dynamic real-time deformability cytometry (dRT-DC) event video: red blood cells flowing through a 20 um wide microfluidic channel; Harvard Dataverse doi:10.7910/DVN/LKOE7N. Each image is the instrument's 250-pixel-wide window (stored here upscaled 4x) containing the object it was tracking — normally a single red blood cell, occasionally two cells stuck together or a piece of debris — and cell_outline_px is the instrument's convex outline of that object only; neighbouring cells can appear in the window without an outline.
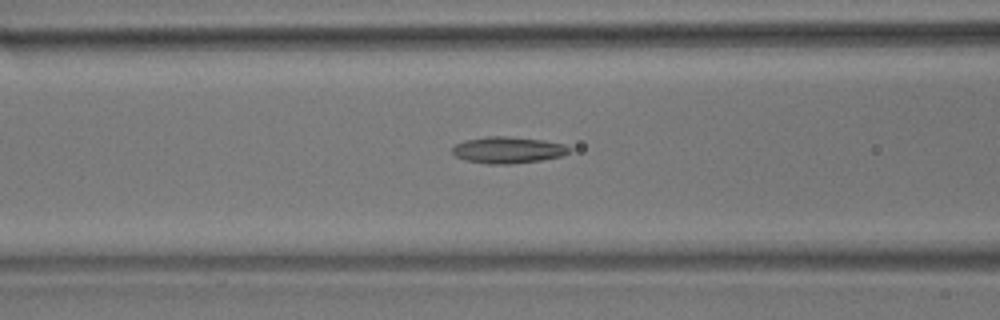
{"species": "common noctule bat (a hibernating species)", "species_latin": "Nyctalus noctula", "temperature_condition": "room temperature", "stored_images_in_passage": 44, "camera_frame_rate_fps": 3000, "um_per_image_px": 0.085, "animal": {"sex": "male", "body_mass_g": 17.9}, "frame": {"image": 1, "passage_image": 20, "time_ms": 6.333, "image_size_px": [1000, 320], "cell_outline_px": [[572, 148], [568, 152], [560, 156], [540, 160], [512, 164], [488, 164], [464, 160], [456, 156], [452, 152], [452, 148], [456, 144], [464, 140], [488, 136], [504, 136], [544, 140], [564, 144]], "centroid_in_image_um": [43.15, 12.75], "position_along_channel_um": 123.4, "area_um2": 18.03}}
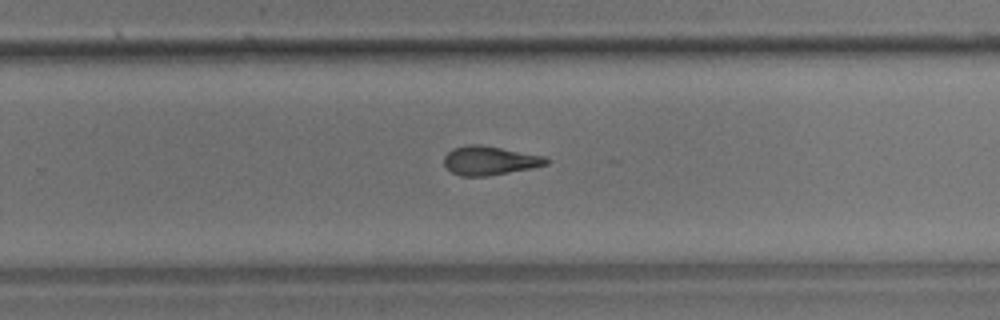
{"frame": {"image": 2, "passage_image": 33, "time_ms": 10.667, "image_size_px": [1000, 320], "cell_outline_px": [[548, 164], [532, 168], [488, 176], [460, 176], [452, 172], [444, 164], [444, 156], [452, 148], [468, 144], [480, 144], [544, 156], [548, 160]], "centroid_in_image_um": [41.59, 13.64], "position_along_channel_um": 288.2, "area_um2": 17.17}}
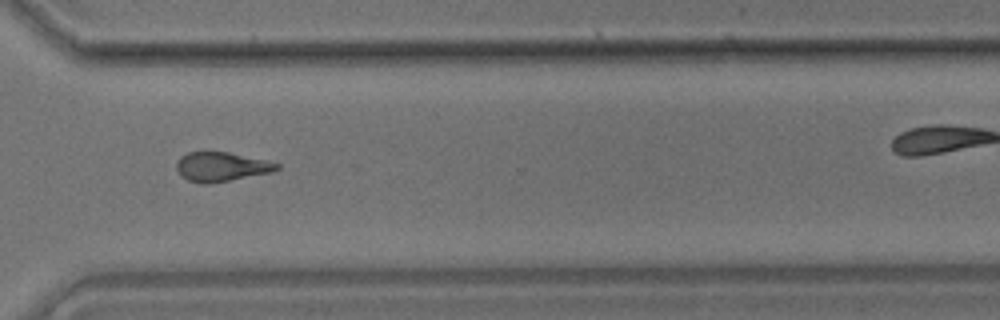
{"frame": {"image": 3, "passage_image": 38, "time_ms": 12.333, "image_size_px": [1000, 320], "cell_outline_px": [[280, 168], [272, 172], [228, 180], [204, 184], [188, 180], [180, 176], [176, 168], [176, 164], [180, 156], [188, 152], [228, 152], [264, 160], [280, 164]], "centroid_in_image_um": [18.77, 14.17], "position_along_channel_um": 351.8, "area_um2": 16.88}, "authors_computed_cell_mechanics": {"area_um2": 17.7157, "velocity_mm_per_s": 3.8133, "shape_relaxation_time_tau1_ms": null, "shape_relaxation_time_tau2_ms": 4.9945, "deformation_change_tau1": null, "deformation_change_tau2": 0.166}}